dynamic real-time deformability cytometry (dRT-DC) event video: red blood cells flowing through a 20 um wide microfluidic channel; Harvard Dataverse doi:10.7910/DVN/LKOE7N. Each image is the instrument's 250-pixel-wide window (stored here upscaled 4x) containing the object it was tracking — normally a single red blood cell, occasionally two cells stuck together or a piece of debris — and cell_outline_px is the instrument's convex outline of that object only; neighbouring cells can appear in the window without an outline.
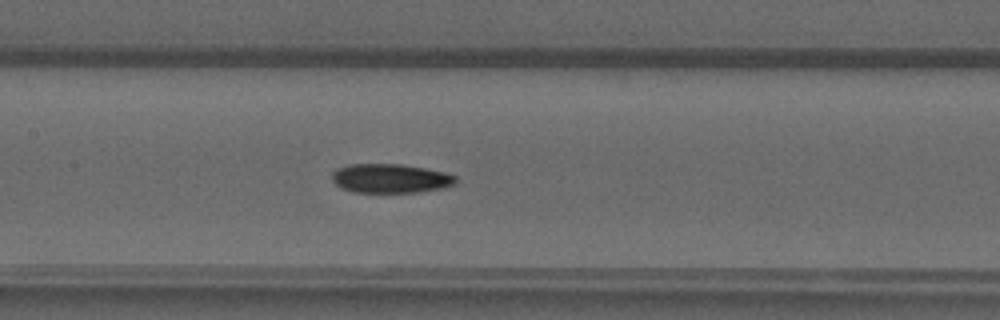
{"species": "common noctule bat (a hibernating species)", "species_latin": "Nyctalus noctula", "temperature_condition": "warm", "stored_images_in_passage": 48, "camera_frame_rate_fps": 3000, "um_per_image_px": 0.085, "animal": {"sex": "male", "forearm_length_mm": 52.5}, "frame": {"image": 1, "passage_image": 23, "time_ms": 7.333, "image_size_px": [1000, 320], "cell_outline_px": [[456, 184], [444, 188], [420, 192], [352, 192], [340, 188], [332, 180], [332, 172], [336, 168], [352, 164], [400, 164], [448, 172], [456, 176]], "centroid_in_image_um": [33.2, 15.17], "position_along_channel_um": 174.2, "area_um2": 21.21}}
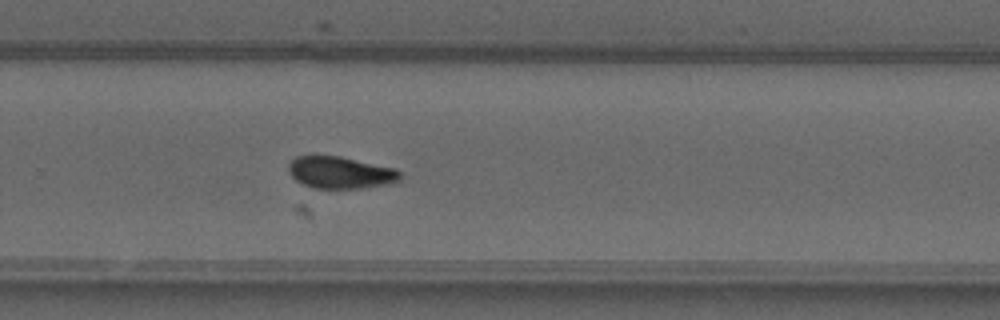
{"frame": {"image": 2, "passage_image": 32, "time_ms": 10.333, "image_size_px": [1000, 320], "cell_outline_px": [[400, 180], [392, 184], [360, 188], [312, 188], [296, 180], [288, 172], [288, 164], [296, 156], [340, 156], [396, 168], [400, 172]], "centroid_in_image_um": [28.96, 14.67], "position_along_channel_um": 300.8, "area_um2": 20.87}}
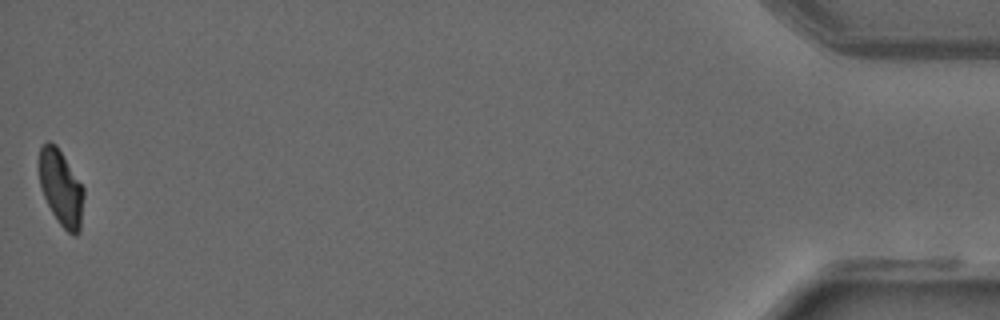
{"frame": {"image": 3, "passage_image": 48, "time_ms": 15.667, "image_size_px": [1000, 320], "cell_outline_px": [[84, 196], [80, 232], [76, 236], [72, 236], [60, 224], [52, 212], [44, 196], [40, 184], [40, 148], [48, 140], [56, 144], [84, 188]], "centroid_in_image_um": [5.22, 16.0], "position_along_channel_um": 430.0, "area_um2": 19.48}}